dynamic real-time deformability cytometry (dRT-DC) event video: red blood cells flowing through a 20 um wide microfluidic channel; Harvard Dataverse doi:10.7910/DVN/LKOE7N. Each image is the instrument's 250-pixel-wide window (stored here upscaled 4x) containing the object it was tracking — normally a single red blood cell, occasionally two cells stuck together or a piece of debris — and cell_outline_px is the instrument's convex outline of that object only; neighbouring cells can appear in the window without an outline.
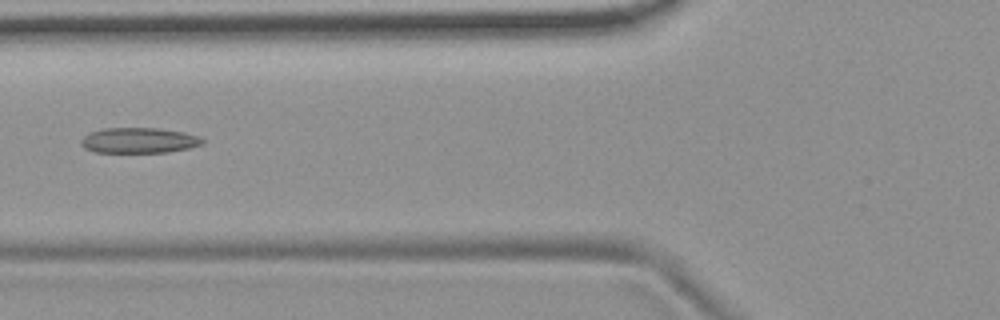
{"species": "common noctule bat (a hibernating species)", "species_latin": "Nyctalus noctula", "temperature_condition": "room temperature", "stored_images_in_passage": 5, "camera_frame_rate_fps": 3000, "um_per_image_px": 0.085, "animal": {"sex": "female", "body_mass_g": 19.9}, "frame": {"image": 1, "passage_image": 5, "time_ms": 5.667, "image_size_px": [1000, 320], "cell_outline_px": [[204, 144], [188, 148], [168, 152], [96, 152], [84, 148], [80, 144], [80, 140], [88, 132], [104, 128], [160, 128], [184, 132], [196, 136], [204, 140]], "centroid_in_image_um": [11.78, 11.93], "position_along_channel_um": 114.0, "area_um2": 18.03}}